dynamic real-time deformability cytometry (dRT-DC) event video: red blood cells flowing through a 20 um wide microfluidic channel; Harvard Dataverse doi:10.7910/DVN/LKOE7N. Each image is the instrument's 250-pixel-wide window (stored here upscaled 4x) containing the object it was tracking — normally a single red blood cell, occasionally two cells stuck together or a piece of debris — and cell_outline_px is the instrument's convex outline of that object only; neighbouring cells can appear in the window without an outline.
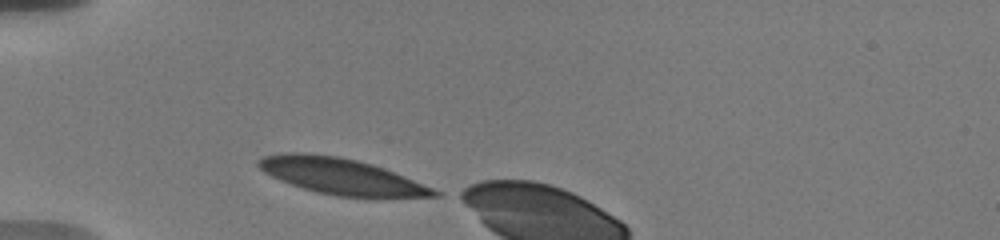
{"species": "human", "species_latin": "Homo sapiens", "temperature_condition": "warm", "stored_images_in_passage": 5, "camera_frame_rate_fps": 3000, "um_per_image_px": 0.085, "donor": {"sex": "male"}, "frame": {"image": 1, "passage_image": 1, "time_ms": 0.0, "image_size_px": [1000, 240], "cell_outline_px": [[440, 196], [376, 200], [336, 196], [316, 192], [280, 180], [264, 172], [256, 164], [256, 160], [264, 156], [288, 152], [304, 152], [336, 156], [356, 160], [372, 164], [432, 188], [440, 192]], "centroid_in_image_um": [29.04, 15.03], "position_along_channel_um": 56.0, "area_um2": 37.4}}